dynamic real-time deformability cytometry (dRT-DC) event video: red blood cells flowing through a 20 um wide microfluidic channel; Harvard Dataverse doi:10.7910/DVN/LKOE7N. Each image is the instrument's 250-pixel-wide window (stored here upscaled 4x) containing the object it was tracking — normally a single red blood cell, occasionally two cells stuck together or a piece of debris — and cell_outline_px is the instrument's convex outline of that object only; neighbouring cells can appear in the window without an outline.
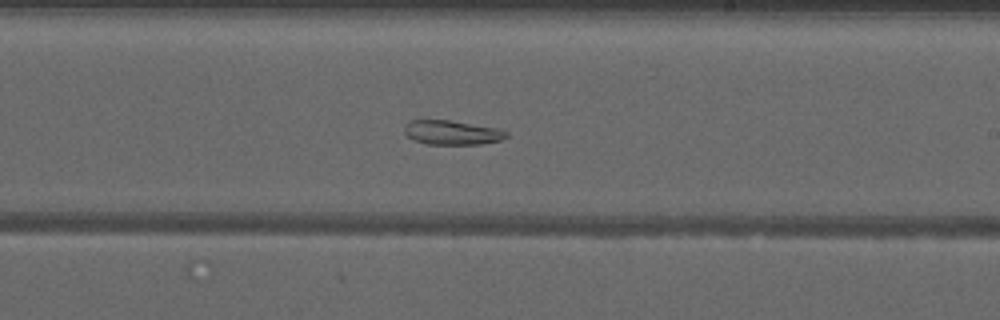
{"species": "common noctule bat (a hibernating species)", "species_latin": "Nyctalus noctula", "temperature_condition": "warm", "stored_images_in_passage": 53, "segment_of_instrument_passage": [2, 2], "camera_frame_rate_fps": 3000, "um_per_image_px": 0.085, "animal": {"sex": "male", "forearm_length_mm": 52.5}, "frame": {"image": 1, "passage_image": 32, "time_ms": 10.333, "image_size_px": [1000, 320], "cell_outline_px": [[508, 136], [500, 140], [480, 144], [428, 144], [416, 140], [408, 136], [404, 132], [404, 124], [408, 120], [448, 120], [496, 128], [508, 132]], "centroid_in_image_um": [38.39, 11.26], "position_along_channel_um": 250.6, "area_um2": 14.28}}
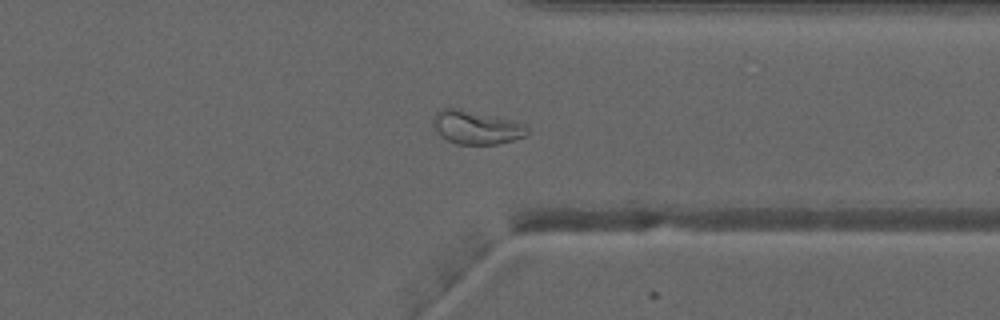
{"frame": {"image": 2, "passage_image": 41, "time_ms": 13.333, "image_size_px": [1000, 320], "cell_outline_px": [[528, 132], [524, 136], [512, 140], [496, 144], [456, 144], [440, 136], [432, 124], [432, 120], [436, 112], [444, 108], [456, 108], [512, 120], [524, 124], [528, 128]], "centroid_in_image_um": [40.45, 10.83], "position_along_channel_um": 371.0, "area_um2": 18.15}}
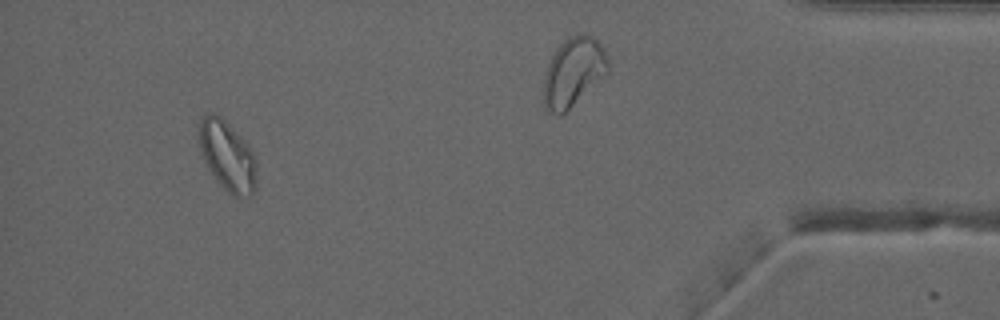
{"frame": {"image": 3, "passage_image": 49, "time_ms": 16.0, "image_size_px": [1000, 320], "cell_outline_px": [[256, 192], [240, 200], [232, 196], [216, 180], [208, 168], [204, 160], [200, 148], [200, 120], [208, 112], [216, 112], [248, 144], [256, 156]], "centroid_in_image_um": [19.37, 13.3], "position_along_channel_um": 415.8, "area_um2": 23.64}}